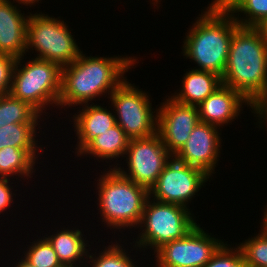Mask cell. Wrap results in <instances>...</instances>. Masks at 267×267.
Segmentation results:
<instances>
[{
  "mask_svg": "<svg viewBox=\"0 0 267 267\" xmlns=\"http://www.w3.org/2000/svg\"><path fill=\"white\" fill-rule=\"evenodd\" d=\"M129 140L130 138L126 135V133L120 128L118 124H116L114 127L108 129L101 135L93 138L75 156L77 158L76 161H78V159L81 160V158L84 159L85 157V160H88L87 157L90 160L91 157V159L94 158V160H97L98 163H100V161L104 163L105 160V164L107 165H101H104V167L109 166L105 168L114 169L119 164V161L122 162L128 148Z\"/></svg>",
  "mask_w": 267,
  "mask_h": 267,
  "instance_id": "obj_18",
  "label": "cell"
},
{
  "mask_svg": "<svg viewBox=\"0 0 267 267\" xmlns=\"http://www.w3.org/2000/svg\"><path fill=\"white\" fill-rule=\"evenodd\" d=\"M201 226L197 224L184 238L163 245L153 254L154 259L148 258L151 264L146 266L203 267L226 240Z\"/></svg>",
  "mask_w": 267,
  "mask_h": 267,
  "instance_id": "obj_9",
  "label": "cell"
},
{
  "mask_svg": "<svg viewBox=\"0 0 267 267\" xmlns=\"http://www.w3.org/2000/svg\"><path fill=\"white\" fill-rule=\"evenodd\" d=\"M184 70L181 85L170 94L177 102L191 106H198L219 86L222 80L219 75L212 72L192 68Z\"/></svg>",
  "mask_w": 267,
  "mask_h": 267,
  "instance_id": "obj_21",
  "label": "cell"
},
{
  "mask_svg": "<svg viewBox=\"0 0 267 267\" xmlns=\"http://www.w3.org/2000/svg\"><path fill=\"white\" fill-rule=\"evenodd\" d=\"M172 157L160 135L155 133L150 137L130 139L124 160L115 169L150 190Z\"/></svg>",
  "mask_w": 267,
  "mask_h": 267,
  "instance_id": "obj_11",
  "label": "cell"
},
{
  "mask_svg": "<svg viewBox=\"0 0 267 267\" xmlns=\"http://www.w3.org/2000/svg\"><path fill=\"white\" fill-rule=\"evenodd\" d=\"M45 149H22L15 147H5L0 150V177H7L19 180L21 186L23 187L24 182L30 184V181H34L31 178L38 174V164L40 162L41 156L45 158ZM42 152V153H41ZM41 154V155H40ZM39 157V158H38ZM40 162V163H39ZM37 163V164H36ZM38 168H36V167ZM37 169V170H36ZM20 178V179H19ZM26 180V181H25ZM28 180V181H27ZM24 181V182H23Z\"/></svg>",
  "mask_w": 267,
  "mask_h": 267,
  "instance_id": "obj_20",
  "label": "cell"
},
{
  "mask_svg": "<svg viewBox=\"0 0 267 267\" xmlns=\"http://www.w3.org/2000/svg\"><path fill=\"white\" fill-rule=\"evenodd\" d=\"M61 69L54 62L27 57V55L19 57L13 70L10 94L14 98L29 103L48 120L51 115H54L52 109L58 110ZM47 110L52 112L48 113Z\"/></svg>",
  "mask_w": 267,
  "mask_h": 267,
  "instance_id": "obj_6",
  "label": "cell"
},
{
  "mask_svg": "<svg viewBox=\"0 0 267 267\" xmlns=\"http://www.w3.org/2000/svg\"><path fill=\"white\" fill-rule=\"evenodd\" d=\"M24 8L10 0H0V53L9 54L15 58L26 55L27 23L30 11L28 9V13L26 11L25 14Z\"/></svg>",
  "mask_w": 267,
  "mask_h": 267,
  "instance_id": "obj_17",
  "label": "cell"
},
{
  "mask_svg": "<svg viewBox=\"0 0 267 267\" xmlns=\"http://www.w3.org/2000/svg\"><path fill=\"white\" fill-rule=\"evenodd\" d=\"M242 27H255L267 19V0H242L231 12Z\"/></svg>",
  "mask_w": 267,
  "mask_h": 267,
  "instance_id": "obj_26",
  "label": "cell"
},
{
  "mask_svg": "<svg viewBox=\"0 0 267 267\" xmlns=\"http://www.w3.org/2000/svg\"><path fill=\"white\" fill-rule=\"evenodd\" d=\"M47 121L29 103L11 94L0 95V128L9 124H45Z\"/></svg>",
  "mask_w": 267,
  "mask_h": 267,
  "instance_id": "obj_23",
  "label": "cell"
},
{
  "mask_svg": "<svg viewBox=\"0 0 267 267\" xmlns=\"http://www.w3.org/2000/svg\"><path fill=\"white\" fill-rule=\"evenodd\" d=\"M37 233H40V236H38V234L31 235L33 237L37 236L34 237V239H36H32L31 242L30 238L29 242H26L30 244H23V248L18 247L19 250H21V253L19 251L18 253L22 254L21 256L35 267H63L49 241L43 236V234L41 237V232H38V230Z\"/></svg>",
  "mask_w": 267,
  "mask_h": 267,
  "instance_id": "obj_24",
  "label": "cell"
},
{
  "mask_svg": "<svg viewBox=\"0 0 267 267\" xmlns=\"http://www.w3.org/2000/svg\"><path fill=\"white\" fill-rule=\"evenodd\" d=\"M221 80L249 103L263 93L267 83V47L254 27L239 26L234 31Z\"/></svg>",
  "mask_w": 267,
  "mask_h": 267,
  "instance_id": "obj_4",
  "label": "cell"
},
{
  "mask_svg": "<svg viewBox=\"0 0 267 267\" xmlns=\"http://www.w3.org/2000/svg\"><path fill=\"white\" fill-rule=\"evenodd\" d=\"M254 28L260 33L261 39L267 47V19L260 22Z\"/></svg>",
  "mask_w": 267,
  "mask_h": 267,
  "instance_id": "obj_33",
  "label": "cell"
},
{
  "mask_svg": "<svg viewBox=\"0 0 267 267\" xmlns=\"http://www.w3.org/2000/svg\"><path fill=\"white\" fill-rule=\"evenodd\" d=\"M162 101L157 106V133L169 153L175 156L200 122L198 108L179 103L167 94Z\"/></svg>",
  "mask_w": 267,
  "mask_h": 267,
  "instance_id": "obj_12",
  "label": "cell"
},
{
  "mask_svg": "<svg viewBox=\"0 0 267 267\" xmlns=\"http://www.w3.org/2000/svg\"><path fill=\"white\" fill-rule=\"evenodd\" d=\"M101 104L102 103L99 102L83 104L77 108H72L74 112H71V114L66 112V117H69L67 118V120L69 119V124H73L71 130H74V135L76 134L74 137L75 141L73 142H77L74 146L75 148H72L74 151H71L75 154L74 156H76L93 138L116 125L115 114L111 105L107 108V106H103L105 105L104 103Z\"/></svg>",
  "mask_w": 267,
  "mask_h": 267,
  "instance_id": "obj_15",
  "label": "cell"
},
{
  "mask_svg": "<svg viewBox=\"0 0 267 267\" xmlns=\"http://www.w3.org/2000/svg\"><path fill=\"white\" fill-rule=\"evenodd\" d=\"M235 244V246H234ZM203 267H247L237 243L224 242Z\"/></svg>",
  "mask_w": 267,
  "mask_h": 267,
  "instance_id": "obj_27",
  "label": "cell"
},
{
  "mask_svg": "<svg viewBox=\"0 0 267 267\" xmlns=\"http://www.w3.org/2000/svg\"><path fill=\"white\" fill-rule=\"evenodd\" d=\"M259 231L239 242L246 265L251 267H267V223L261 218ZM253 236V237H252Z\"/></svg>",
  "mask_w": 267,
  "mask_h": 267,
  "instance_id": "obj_25",
  "label": "cell"
},
{
  "mask_svg": "<svg viewBox=\"0 0 267 267\" xmlns=\"http://www.w3.org/2000/svg\"><path fill=\"white\" fill-rule=\"evenodd\" d=\"M45 126L47 125L20 124V123L9 124V125L3 126L2 128H0V150L5 147H15V148H22V149H45L47 148L46 146H50V145L40 144L43 140L42 138H40V135L41 137L44 135L45 139L48 138L44 134L46 132L44 129ZM42 129H44V132L42 131Z\"/></svg>",
  "mask_w": 267,
  "mask_h": 267,
  "instance_id": "obj_22",
  "label": "cell"
},
{
  "mask_svg": "<svg viewBox=\"0 0 267 267\" xmlns=\"http://www.w3.org/2000/svg\"><path fill=\"white\" fill-rule=\"evenodd\" d=\"M193 209V207L188 209L178 204L164 203L148 197L141 221L135 229L138 232H133L135 236H129L128 240H133L131 243L143 252L141 255L147 254L148 258L151 256L150 253L153 255L166 243L184 238L199 224Z\"/></svg>",
  "mask_w": 267,
  "mask_h": 267,
  "instance_id": "obj_5",
  "label": "cell"
},
{
  "mask_svg": "<svg viewBox=\"0 0 267 267\" xmlns=\"http://www.w3.org/2000/svg\"><path fill=\"white\" fill-rule=\"evenodd\" d=\"M242 0H211L208 5L219 12H231Z\"/></svg>",
  "mask_w": 267,
  "mask_h": 267,
  "instance_id": "obj_31",
  "label": "cell"
},
{
  "mask_svg": "<svg viewBox=\"0 0 267 267\" xmlns=\"http://www.w3.org/2000/svg\"><path fill=\"white\" fill-rule=\"evenodd\" d=\"M258 99H259L265 106H267V83H266V87H265L263 93L258 97Z\"/></svg>",
  "mask_w": 267,
  "mask_h": 267,
  "instance_id": "obj_35",
  "label": "cell"
},
{
  "mask_svg": "<svg viewBox=\"0 0 267 267\" xmlns=\"http://www.w3.org/2000/svg\"><path fill=\"white\" fill-rule=\"evenodd\" d=\"M222 131L217 126L199 122L185 145L174 157L185 164L204 170L214 178V174L218 173L215 169L219 166L223 154Z\"/></svg>",
  "mask_w": 267,
  "mask_h": 267,
  "instance_id": "obj_13",
  "label": "cell"
},
{
  "mask_svg": "<svg viewBox=\"0 0 267 267\" xmlns=\"http://www.w3.org/2000/svg\"><path fill=\"white\" fill-rule=\"evenodd\" d=\"M15 251L17 252V254L14 255L13 257L18 256V258L16 260H15V258H13L12 260H14V261L11 260L10 263L7 262L8 266H6V267H10L11 265H9V264H12L11 267H35V266L31 265L29 262H27L20 254L18 255V250L15 249Z\"/></svg>",
  "mask_w": 267,
  "mask_h": 267,
  "instance_id": "obj_32",
  "label": "cell"
},
{
  "mask_svg": "<svg viewBox=\"0 0 267 267\" xmlns=\"http://www.w3.org/2000/svg\"><path fill=\"white\" fill-rule=\"evenodd\" d=\"M130 81L126 77L115 88L108 97V105L113 109L116 124L130 139L153 136L157 133L158 105L155 109L149 91Z\"/></svg>",
  "mask_w": 267,
  "mask_h": 267,
  "instance_id": "obj_8",
  "label": "cell"
},
{
  "mask_svg": "<svg viewBox=\"0 0 267 267\" xmlns=\"http://www.w3.org/2000/svg\"><path fill=\"white\" fill-rule=\"evenodd\" d=\"M16 60L12 55L0 53V95L10 94Z\"/></svg>",
  "mask_w": 267,
  "mask_h": 267,
  "instance_id": "obj_29",
  "label": "cell"
},
{
  "mask_svg": "<svg viewBox=\"0 0 267 267\" xmlns=\"http://www.w3.org/2000/svg\"><path fill=\"white\" fill-rule=\"evenodd\" d=\"M10 1H12V0H10ZM41 1L42 0H13L12 2L17 4V5H21L22 7L25 6L26 9H28L29 7L30 8L32 7V9H33L35 6H37L38 3L42 4Z\"/></svg>",
  "mask_w": 267,
  "mask_h": 267,
  "instance_id": "obj_34",
  "label": "cell"
},
{
  "mask_svg": "<svg viewBox=\"0 0 267 267\" xmlns=\"http://www.w3.org/2000/svg\"><path fill=\"white\" fill-rule=\"evenodd\" d=\"M150 2V6L152 5V7L154 8V9H157V11L160 9V7L161 6H163L162 4H161V2H163L162 0H149ZM161 4V5H160Z\"/></svg>",
  "mask_w": 267,
  "mask_h": 267,
  "instance_id": "obj_36",
  "label": "cell"
},
{
  "mask_svg": "<svg viewBox=\"0 0 267 267\" xmlns=\"http://www.w3.org/2000/svg\"><path fill=\"white\" fill-rule=\"evenodd\" d=\"M249 112H251V116L255 117V121H257L254 124L258 127L256 126L255 128H259V130L261 128V130L263 129L267 133V129L264 130L263 128H267V106L257 98L250 103Z\"/></svg>",
  "mask_w": 267,
  "mask_h": 267,
  "instance_id": "obj_30",
  "label": "cell"
},
{
  "mask_svg": "<svg viewBox=\"0 0 267 267\" xmlns=\"http://www.w3.org/2000/svg\"><path fill=\"white\" fill-rule=\"evenodd\" d=\"M200 12L184 33L181 56L194 62L193 69L222 77L233 33L240 25L231 13L216 11L208 4Z\"/></svg>",
  "mask_w": 267,
  "mask_h": 267,
  "instance_id": "obj_3",
  "label": "cell"
},
{
  "mask_svg": "<svg viewBox=\"0 0 267 267\" xmlns=\"http://www.w3.org/2000/svg\"><path fill=\"white\" fill-rule=\"evenodd\" d=\"M58 225L60 226V229H58ZM71 225L75 227H71ZM71 225L66 224V227L65 225L62 226L60 224H57L58 227L54 225L55 229H53V232L51 230H46L48 234L43 233L44 231L42 230H39V232H42V234H44V237L52 245L53 250L56 252L57 258L63 267H84L91 246H93L92 244L94 242H96V245L100 242L105 243V240L102 241L101 238L100 241L98 237L94 238L98 239V242L94 239L90 241V238L92 237L91 234L88 233H91L90 230L88 231L89 226L86 227V232L85 230H83V227L81 228L76 225V222L75 224ZM84 232H86V235L84 234ZM87 233L90 237L87 236ZM87 238H89V241Z\"/></svg>",
  "mask_w": 267,
  "mask_h": 267,
  "instance_id": "obj_14",
  "label": "cell"
},
{
  "mask_svg": "<svg viewBox=\"0 0 267 267\" xmlns=\"http://www.w3.org/2000/svg\"><path fill=\"white\" fill-rule=\"evenodd\" d=\"M244 107L249 109L250 103L238 91L222 84L197 106L199 121L223 130L236 119L238 122Z\"/></svg>",
  "mask_w": 267,
  "mask_h": 267,
  "instance_id": "obj_16",
  "label": "cell"
},
{
  "mask_svg": "<svg viewBox=\"0 0 267 267\" xmlns=\"http://www.w3.org/2000/svg\"><path fill=\"white\" fill-rule=\"evenodd\" d=\"M267 201V200H266ZM263 207L265 208V209H263L262 208V213H263V215H262V219L263 220H267V202H266V204L265 205H263Z\"/></svg>",
  "mask_w": 267,
  "mask_h": 267,
  "instance_id": "obj_37",
  "label": "cell"
},
{
  "mask_svg": "<svg viewBox=\"0 0 267 267\" xmlns=\"http://www.w3.org/2000/svg\"><path fill=\"white\" fill-rule=\"evenodd\" d=\"M115 238L116 237L114 236L113 238L114 240H112L111 238L110 242L106 241L108 245L107 244L103 245L102 243L103 247H101V245L96 246L93 243V247L91 246L90 249L91 252L89 251L86 260L87 264L85 263L84 267H146L144 266L145 263L142 260H140V258H138V256L140 257V253L142 252L131 242H129L128 238H126V240L125 238L124 239L119 238L118 240ZM94 247H98L99 249ZM129 248H131V250ZM137 253L139 255H137ZM140 264L144 265L141 266Z\"/></svg>",
  "mask_w": 267,
  "mask_h": 267,
  "instance_id": "obj_19",
  "label": "cell"
},
{
  "mask_svg": "<svg viewBox=\"0 0 267 267\" xmlns=\"http://www.w3.org/2000/svg\"><path fill=\"white\" fill-rule=\"evenodd\" d=\"M18 182L19 181L15 182L14 179H10L7 177H0V215L2 214L3 217L7 214V216H9L10 210L11 212H14L12 208L15 206L14 204L16 203L15 198L16 196L19 197L21 195L16 192L18 191V189H15V187L17 186L16 183L18 184L17 187L20 186ZM12 184H14L15 186ZM2 215L0 216V219Z\"/></svg>",
  "mask_w": 267,
  "mask_h": 267,
  "instance_id": "obj_28",
  "label": "cell"
},
{
  "mask_svg": "<svg viewBox=\"0 0 267 267\" xmlns=\"http://www.w3.org/2000/svg\"><path fill=\"white\" fill-rule=\"evenodd\" d=\"M100 171L95 173L96 182L92 181L97 199L94 201L98 210L97 217L99 216L97 222L100 220L102 226L110 229L112 232H107L110 235L114 233L117 234V239H126L128 234L135 232L141 221L149 190L124 177L115 168L103 167V171ZM125 231L128 234H124Z\"/></svg>",
  "mask_w": 267,
  "mask_h": 267,
  "instance_id": "obj_2",
  "label": "cell"
},
{
  "mask_svg": "<svg viewBox=\"0 0 267 267\" xmlns=\"http://www.w3.org/2000/svg\"><path fill=\"white\" fill-rule=\"evenodd\" d=\"M37 12L29 14L26 55L54 62L61 68L73 63L83 51L80 43L76 42L73 29L61 16L55 17L41 10Z\"/></svg>",
  "mask_w": 267,
  "mask_h": 267,
  "instance_id": "obj_7",
  "label": "cell"
},
{
  "mask_svg": "<svg viewBox=\"0 0 267 267\" xmlns=\"http://www.w3.org/2000/svg\"><path fill=\"white\" fill-rule=\"evenodd\" d=\"M86 54L82 51L73 63L61 69L59 115L72 107L94 103V101L100 102L101 98L107 97L108 99L115 88L126 78V73L135 69L141 60L140 57L132 54L130 56L129 54L118 56H104V54L92 56V53L88 56Z\"/></svg>",
  "mask_w": 267,
  "mask_h": 267,
  "instance_id": "obj_1",
  "label": "cell"
},
{
  "mask_svg": "<svg viewBox=\"0 0 267 267\" xmlns=\"http://www.w3.org/2000/svg\"><path fill=\"white\" fill-rule=\"evenodd\" d=\"M211 180L213 178L204 170L185 164L173 156L149 190V197L191 209L193 199L199 196L200 190L205 188L208 181L210 185Z\"/></svg>",
  "mask_w": 267,
  "mask_h": 267,
  "instance_id": "obj_10",
  "label": "cell"
}]
</instances>
